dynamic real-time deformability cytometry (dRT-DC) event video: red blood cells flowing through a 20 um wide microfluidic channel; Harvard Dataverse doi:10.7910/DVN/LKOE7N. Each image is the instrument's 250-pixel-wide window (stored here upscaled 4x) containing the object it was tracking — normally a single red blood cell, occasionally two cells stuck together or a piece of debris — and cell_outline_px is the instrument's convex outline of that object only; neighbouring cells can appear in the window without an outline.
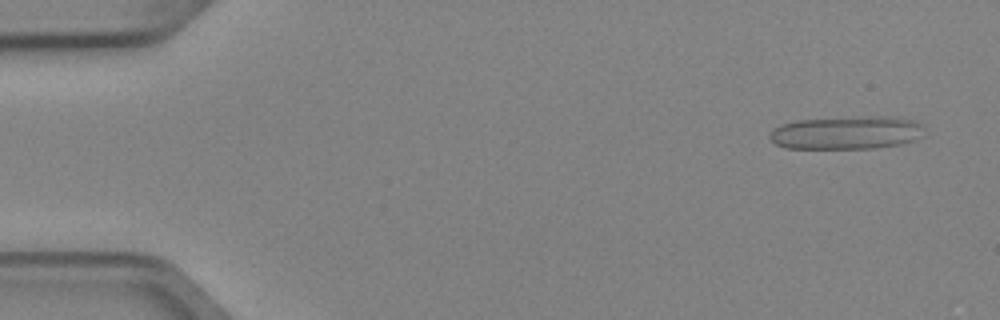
{"species": "Egyptian fruit bat (a non-hibernating species)", "species_latin": "Rousettus aegyptiacus", "temperature_condition": "cold", "stored_images_in_passage": 4, "camera_frame_rate_fps": 3000, "um_per_image_px": 0.085, "animal": {"sex": "female"}, "frame": {"image": 1, "passage_image": 1, "time_ms": 0.0, "image_size_px": [1000, 320], "cell_outline_px": [[924, 136], [916, 140], [900, 144], [876, 148], [788, 148], [776, 144], [768, 136], [780, 124], [796, 120], [880, 116], [896, 116], [916, 120], [920, 124]], "centroid_in_image_um": [72.02, 11.27], "position_along_channel_um": 13.0, "area_um2": 29.82}}